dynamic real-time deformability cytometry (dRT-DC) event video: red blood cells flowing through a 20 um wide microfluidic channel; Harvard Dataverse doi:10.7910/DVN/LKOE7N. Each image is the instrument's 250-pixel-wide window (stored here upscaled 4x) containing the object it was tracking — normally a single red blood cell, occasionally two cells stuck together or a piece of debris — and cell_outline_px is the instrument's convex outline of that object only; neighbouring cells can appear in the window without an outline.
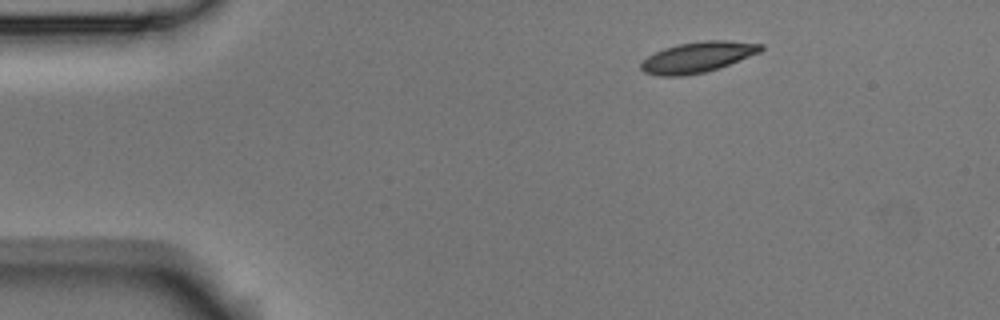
{"species": "Egyptian fruit bat (a non-hibernating species)", "species_latin": "Rousettus aegyptiacus", "temperature_condition": "room temperature", "stored_images_in_passage": 3, "camera_frame_rate_fps": 3000, "um_per_image_px": 0.085, "animal": {"sex": "male"}, "frame": {"image": 1, "passage_image": 1, "time_ms": 0.0, "image_size_px": [1000, 320], "cell_outline_px": [[764, 48], [760, 52], [720, 68], [704, 72], [684, 76], [660, 76], [644, 72], [640, 68], [640, 64], [648, 56], [664, 48], [680, 44], [704, 40], [728, 40], [764, 44]], "centroid_in_image_um": [59.32, 4.86], "position_along_channel_um": 25.7, "area_um2": 21.39}}